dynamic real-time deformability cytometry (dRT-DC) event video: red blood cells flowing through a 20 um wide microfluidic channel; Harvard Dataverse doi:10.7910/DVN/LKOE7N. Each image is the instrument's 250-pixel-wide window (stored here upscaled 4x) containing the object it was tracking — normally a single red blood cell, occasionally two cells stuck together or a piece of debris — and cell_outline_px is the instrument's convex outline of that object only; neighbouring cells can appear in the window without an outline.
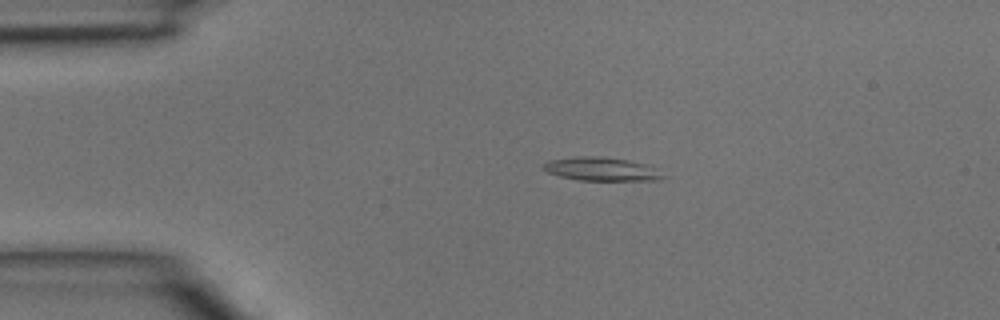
{"species": "common noctule bat (a hibernating species)", "species_latin": "Nyctalus noctula", "temperature_condition": "room temperature", "stored_images_in_passage": 3, "camera_frame_rate_fps": 3000, "um_per_image_px": 0.085, "animal": {"sex": "male", "body_mass_g": 15.6}, "frame": {"image": 1, "passage_image": 1, "time_ms": 0.0, "image_size_px": [1000, 320], "cell_outline_px": [[668, 176], [660, 180], [580, 180], [560, 176], [548, 172], [544, 168], [544, 164], [548, 160], [572, 156], [600, 156], [628, 160], [644, 164]], "centroid_in_image_um": [51.12, 14.36], "position_along_channel_um": 33.9, "area_um2": 16.24}}
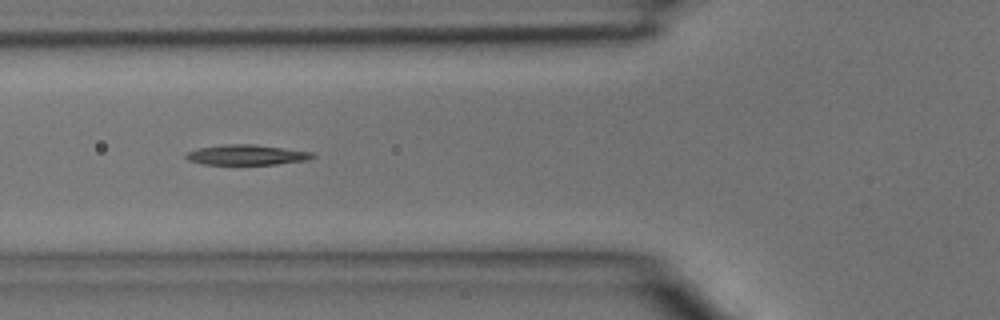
{"frame": {"image": 2, "passage_image": 3, "time_ms": 0.667, "image_size_px": [1000, 320], "cell_outline_px": [[316, 156], [308, 160], [276, 164], [204, 164], [188, 160], [184, 156], [188, 152], [196, 148], [224, 144], [252, 144], [312, 152]], "centroid_in_image_um": [20.94, 13.16], "position_along_channel_um": 104.9, "area_um2": 14.8}}